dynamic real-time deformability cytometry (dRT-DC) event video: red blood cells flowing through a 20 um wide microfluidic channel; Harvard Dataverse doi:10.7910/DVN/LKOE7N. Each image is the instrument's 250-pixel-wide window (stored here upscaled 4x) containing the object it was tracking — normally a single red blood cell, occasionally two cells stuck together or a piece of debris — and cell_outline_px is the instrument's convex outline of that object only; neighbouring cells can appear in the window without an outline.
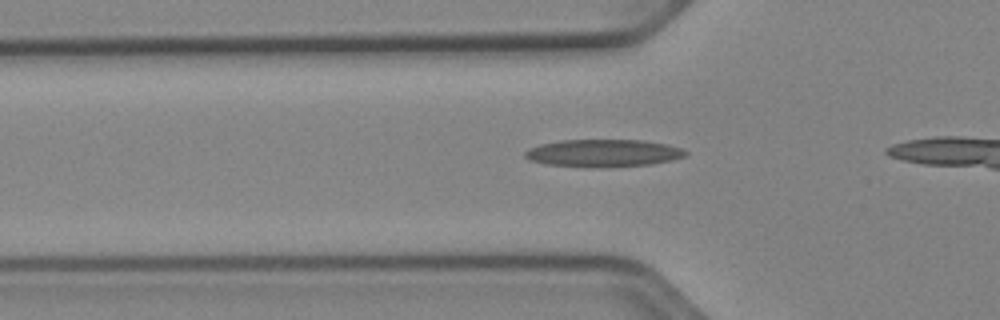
{"species": "Egyptian fruit bat (a non-hibernating species)", "species_latin": "Rousettus aegyptiacus", "temperature_condition": "cold", "stored_images_in_passage": 11, "camera_frame_rate_fps": 3000, "um_per_image_px": 0.085, "animal": {"sex": "female"}, "frame": {"image": 1, "passage_image": 5, "time_ms": 1.333, "image_size_px": [1000, 320], "cell_outline_px": [[688, 152], [684, 156], [672, 160], [652, 164], [600, 168], [544, 164], [532, 160], [524, 156], [524, 152], [528, 148], [540, 144], [564, 140], [644, 140], [668, 144], [680, 148]], "centroid_in_image_um": [51.28, 13.02], "position_along_channel_um": 74.5, "area_um2": 25.78}}
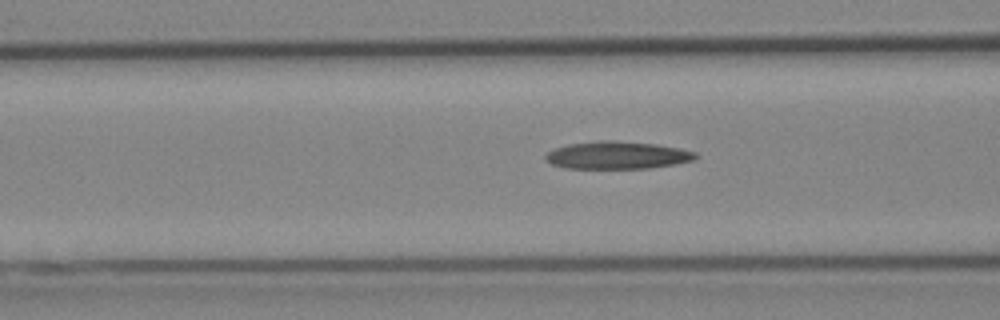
{"frame": {"image": 2, "passage_image": 8, "time_ms": 2.333, "image_size_px": [1000, 320], "cell_outline_px": [[700, 156], [696, 160], [676, 164], [648, 168], [564, 168], [552, 164], [544, 160], [544, 156], [548, 152], [556, 148], [568, 144], [600, 140], [608, 140], [656, 144], [680, 148], [696, 152]], "centroid_in_image_um": [52.5, 13.19], "position_along_channel_um": 114.1, "area_um2": 24.22}}